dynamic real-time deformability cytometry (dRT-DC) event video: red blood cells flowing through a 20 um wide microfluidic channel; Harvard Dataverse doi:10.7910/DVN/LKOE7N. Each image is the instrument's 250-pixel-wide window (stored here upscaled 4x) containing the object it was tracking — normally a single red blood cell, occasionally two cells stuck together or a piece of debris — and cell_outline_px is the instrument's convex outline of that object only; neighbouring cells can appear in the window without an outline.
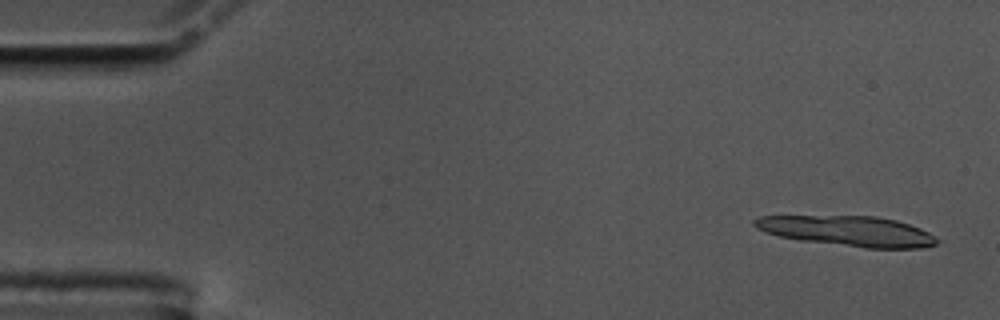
{"species": "common noctule bat (a hibernating species)", "species_latin": "Nyctalus noctula", "temperature_condition": "cold", "stored_images_in_passage": 12, "camera_frame_rate_fps": 3000, "um_per_image_px": 0.085, "animal": {"sex": "male", "body_mass_g": 17.5, "forearm_length_mm": 52.3}, "frame": {"image": 1, "passage_image": 2, "time_ms": 0.333, "image_size_px": [1000, 320], "cell_outline_px": [[944, 240], [936, 244], [920, 248], [864, 248], [800, 240], [780, 236], [764, 232], [756, 228], [752, 224], [752, 220], [760, 216], [876, 216], [896, 220], [920, 228]], "centroid_in_image_um": [72.09, 19.64], "position_along_channel_um": 12.9, "area_um2": 32.31}}